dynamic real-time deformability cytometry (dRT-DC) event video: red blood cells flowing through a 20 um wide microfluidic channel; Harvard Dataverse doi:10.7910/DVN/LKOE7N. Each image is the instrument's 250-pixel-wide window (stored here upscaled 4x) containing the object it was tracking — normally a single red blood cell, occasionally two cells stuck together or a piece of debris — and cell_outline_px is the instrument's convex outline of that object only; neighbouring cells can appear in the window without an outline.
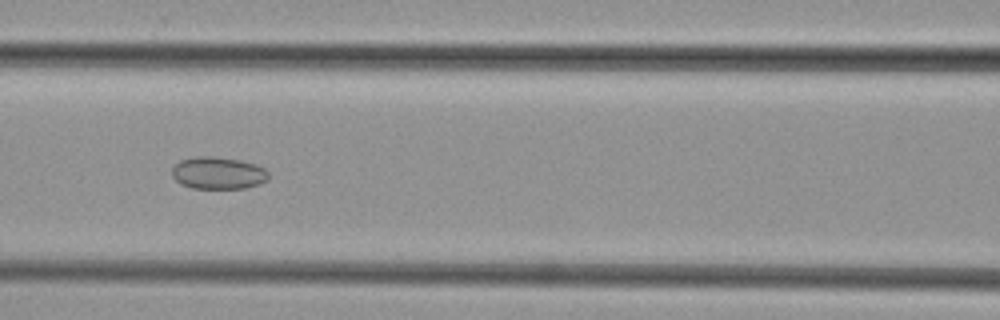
{"species": "common noctule bat (a hibernating species)", "species_latin": "Nyctalus noctula", "temperature_condition": "cold", "stored_images_in_passage": 35, "camera_frame_rate_fps": 3000, "um_per_image_px": 0.085, "animal": {"sex": "female", "body_mass_g": 29.2, "forearm_length_mm": 56.3}, "frame": {"image": 1, "passage_image": 13, "time_ms": 4.0, "image_size_px": [1000, 320], "cell_outline_px": [[268, 180], [260, 184], [244, 188], [192, 188], [180, 184], [172, 176], [172, 168], [180, 160], [196, 156], [212, 156], [240, 160], [256, 164], [264, 168], [268, 172]], "centroid_in_image_um": [18.54, 14.7], "position_along_channel_um": 148.1, "area_um2": 18.21}}
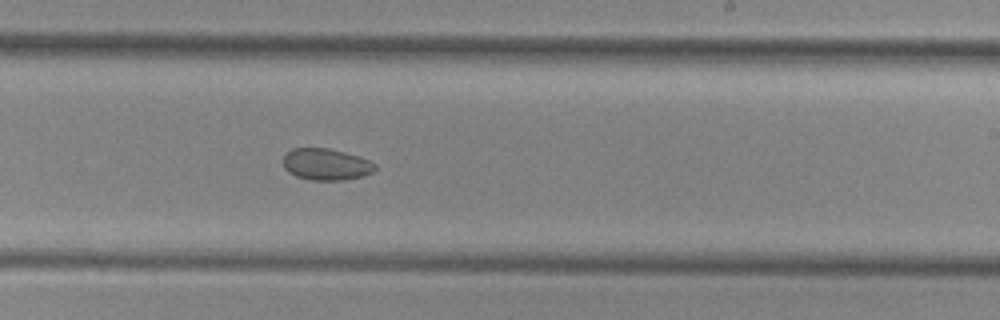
{"frame": {"image": 2, "passage_image": 21, "time_ms": 6.667, "image_size_px": [1000, 320], "cell_outline_px": [[376, 168], [372, 172], [364, 176], [344, 180], [308, 180], [296, 176], [288, 172], [284, 168], [284, 156], [292, 148], [328, 148], [360, 156], [376, 164]], "centroid_in_image_um": [27.73, 13.97], "position_along_channel_um": 261.3, "area_um2": 16.99}}
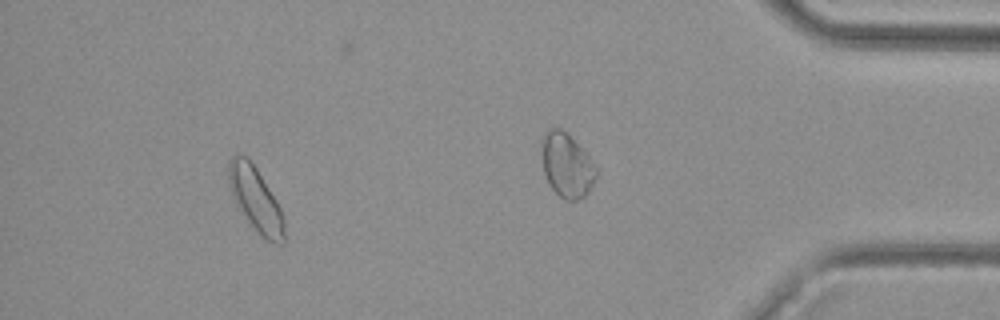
{"frame": {"image": 3, "passage_image": 31, "time_ms": 10.0, "image_size_px": [1000, 320], "cell_outline_px": [[284, 244], [276, 244], [264, 240], [260, 236], [240, 212], [232, 196], [228, 184], [228, 160], [232, 156], [248, 156], [256, 168], [276, 200], [280, 208], [284, 220]], "centroid_in_image_um": [21.71, 16.97], "position_along_channel_um": 413.5, "area_um2": 20.98}}